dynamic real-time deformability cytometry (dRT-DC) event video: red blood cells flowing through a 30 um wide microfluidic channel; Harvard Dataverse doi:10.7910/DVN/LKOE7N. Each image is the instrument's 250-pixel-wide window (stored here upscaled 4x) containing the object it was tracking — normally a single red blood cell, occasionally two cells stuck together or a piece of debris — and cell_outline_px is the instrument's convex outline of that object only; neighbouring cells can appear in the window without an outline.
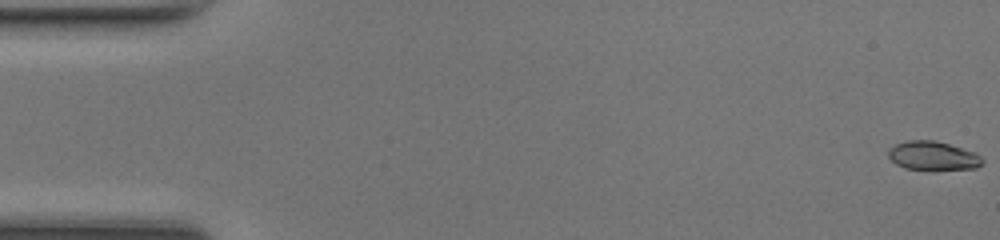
{"species": "common noctule bat (a hibernating species)", "species_latin": "Nyctalus noctula", "temperature_condition": "room temperature", "stored_images_in_passage": 49, "camera_frame_rate_fps": 3000, "um_per_image_px": 0.085, "animal": {"sex": "female", "body_mass_g": 17.0, "forearm_length_mm": 48.0}, "frame": {"image": 1, "passage_image": 1, "time_ms": 0.0, "image_size_px": [1000, 240], "cell_outline_px": [[984, 160], [976, 168], [904, 168], [896, 164], [888, 156], [888, 148], [896, 144], [908, 140], [932, 140], [948, 144], [976, 152]], "centroid_in_image_um": [79.27, 13.21], "position_along_channel_um": 5.7, "area_um2": 15.32}}
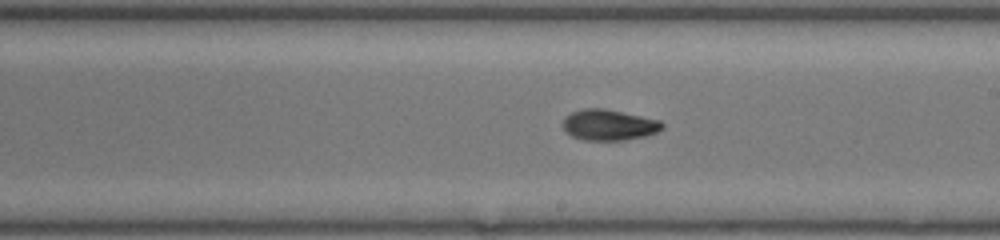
{"frame": {"image": 2, "passage_image": 28, "time_ms": 9.0, "image_size_px": [1000, 240], "cell_outline_px": [[664, 128], [656, 132], [644, 136], [620, 140], [584, 140], [572, 136], [564, 128], [564, 120], [572, 112], [584, 108], [604, 108], [660, 120], [664, 124]], "centroid_in_image_um": [51.79, 10.61], "position_along_channel_um": 237.2, "area_um2": 17.57}}
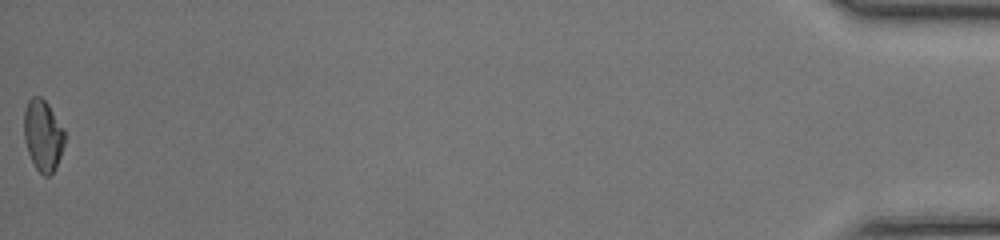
{"frame": {"image": 3, "passage_image": 49, "time_ms": 16.0, "image_size_px": [1000, 240], "cell_outline_px": [[64, 144], [60, 156], [52, 172], [48, 176], [44, 176], [36, 168], [28, 152], [24, 140], [24, 112], [28, 100], [32, 96], [40, 96], [48, 104], [64, 128]], "centroid_in_image_um": [3.64, 11.47], "position_along_channel_um": 431.6, "area_um2": 16.7}, "authors_computed_cell_mechanics": {"area_um2": 17.1666, "velocity_mm_per_s": 4.3285, "shape_relaxation_time_tau1_ms": 3.1403, "shape_relaxation_time_tau2_ms": 2.0741, "deformation_change_tau1": 0.1495, "deformation_change_tau2": 0.0709}}